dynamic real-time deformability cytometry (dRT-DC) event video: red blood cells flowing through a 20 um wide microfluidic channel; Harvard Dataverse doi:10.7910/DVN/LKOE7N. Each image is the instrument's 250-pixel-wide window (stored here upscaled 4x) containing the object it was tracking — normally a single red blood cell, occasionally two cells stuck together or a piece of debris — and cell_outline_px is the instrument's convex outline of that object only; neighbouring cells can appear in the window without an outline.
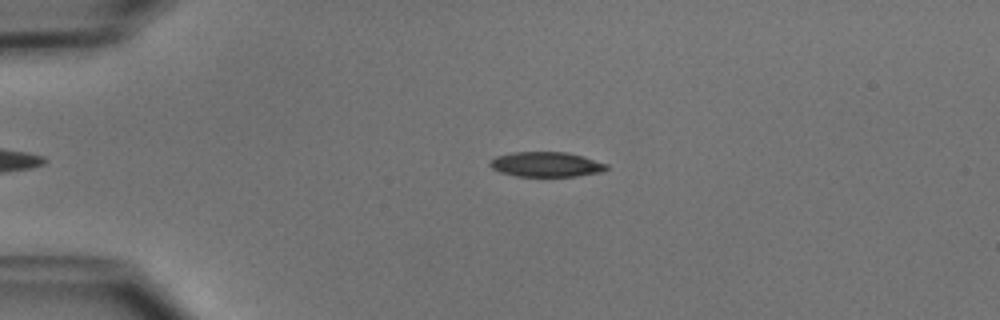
{"species": "common noctule bat (a hibernating species)", "species_latin": "Nyctalus noctula", "temperature_condition": "cold", "stored_images_in_passage": 48, "camera_frame_rate_fps": 3000, "um_per_image_px": 0.085, "animal": {"sex": "male", "body_mass_g": 15.6}, "frame": {"image": 1, "passage_image": 9, "time_ms": 2.667, "image_size_px": [1000, 320], "cell_outline_px": [[608, 168], [600, 172], [576, 176], [516, 176], [500, 172], [492, 168], [488, 164], [488, 160], [496, 156], [512, 152], [568, 152], [584, 156], [608, 164]], "centroid_in_image_um": [46.4, 13.96], "position_along_channel_um": 38.6, "area_um2": 17.05}}
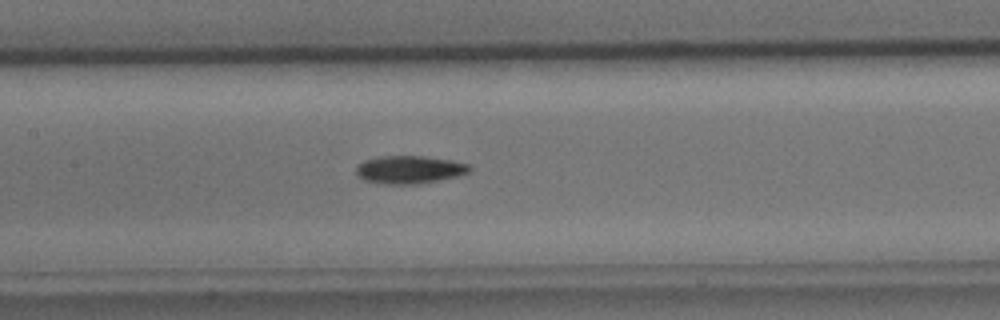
{"frame": {"image": 2, "passage_image": 22, "time_ms": 7.0, "image_size_px": [1000, 320], "cell_outline_px": [[472, 168], [468, 172], [460, 176], [416, 184], [384, 184], [364, 180], [356, 176], [356, 168], [364, 160], [380, 156], [424, 156], [452, 160], [472, 164]], "centroid_in_image_um": [34.83, 14.41], "position_along_channel_um": 172.6, "area_um2": 18.61}}
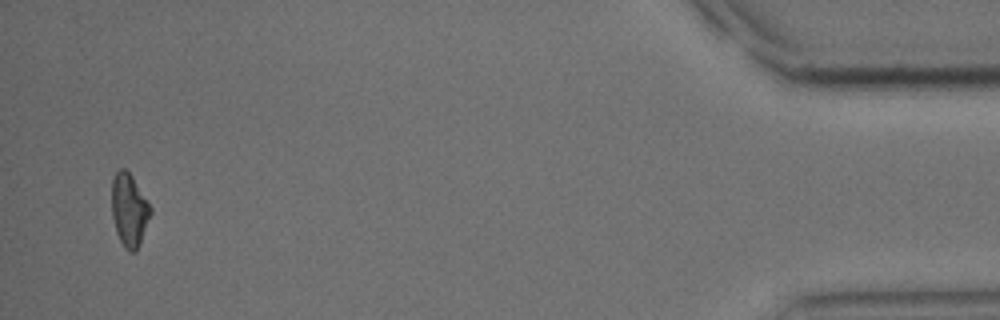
{"frame": {"image": 3, "passage_image": 47, "time_ms": 15.333, "image_size_px": [1000, 320], "cell_outline_px": [[152, 212], [136, 252], [128, 252], [124, 248], [116, 232], [112, 216], [112, 176], [120, 168], [124, 168], [132, 176], [152, 208]], "centroid_in_image_um": [10.97, 17.85], "position_along_channel_um": 424.2, "area_um2": 16.47}, "authors_computed_cell_mechanics": {"area_um2": 17.3111, "velocity_mm_per_s": 3.9282, "shape_relaxation_time_tau1_ms": 3.6542, "shape_relaxation_time_tau2_ms": 9.8737, "deformation_change_tau1": 0.1284, "deformation_change_tau2": 0.2054}}